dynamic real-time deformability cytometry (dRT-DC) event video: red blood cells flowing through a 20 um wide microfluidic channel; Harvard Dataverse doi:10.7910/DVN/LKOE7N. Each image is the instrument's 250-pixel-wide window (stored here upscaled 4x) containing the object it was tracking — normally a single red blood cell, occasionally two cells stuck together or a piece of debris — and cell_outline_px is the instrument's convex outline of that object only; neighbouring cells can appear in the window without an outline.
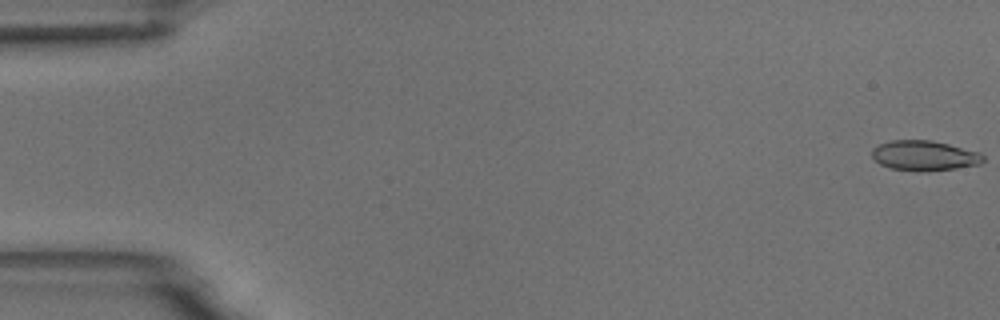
{"species": "common noctule bat (a hibernating species)", "species_latin": "Nyctalus noctula", "temperature_condition": "room temperature", "stored_images_in_passage": 55, "camera_frame_rate_fps": 3000, "um_per_image_px": 0.085, "animal": {"sex": "male", "body_mass_g": 18.8}, "frame": {"image": 1, "passage_image": 1, "time_ms": 0.0, "image_size_px": [1000, 320], "cell_outline_px": [[984, 160], [980, 164], [956, 168], [920, 172], [916, 172], [892, 168], [880, 164], [872, 156], [872, 148], [880, 144], [892, 140], [932, 140], [980, 152], [984, 156]], "centroid_in_image_um": [78.58, 13.23], "position_along_channel_um": 6.4, "area_um2": 19.48}}
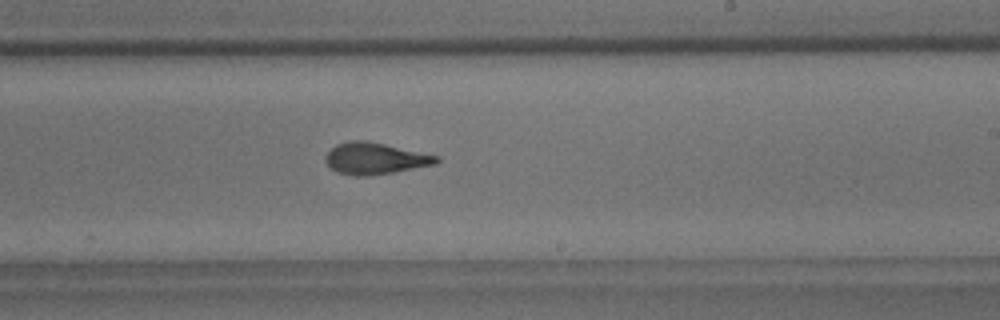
{"frame": {"image": 2, "passage_image": 33, "time_ms": 10.667, "image_size_px": [1000, 320], "cell_outline_px": [[440, 160], [436, 164], [392, 172], [368, 176], [352, 176], [336, 172], [324, 160], [324, 156], [336, 144], [348, 140], [364, 140], [384, 144], [440, 156]], "centroid_in_image_um": [31.85, 13.47], "position_along_channel_um": 257.1, "area_um2": 20.4}}
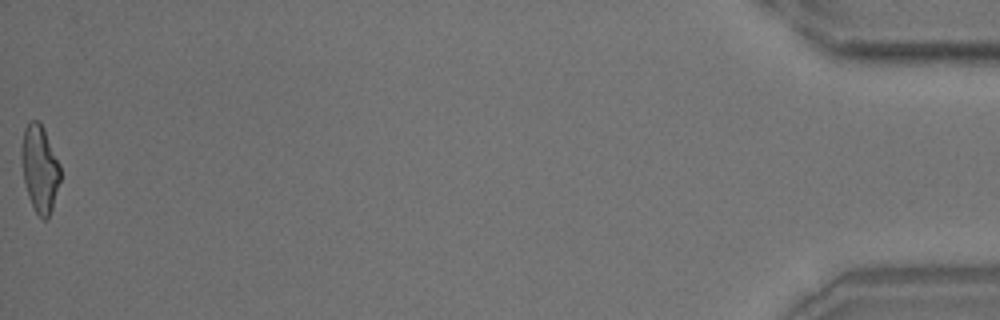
{"frame": {"image": 3, "passage_image": 55, "time_ms": 18.0, "image_size_px": [1000, 320], "cell_outline_px": [[60, 180], [52, 208], [48, 216], [44, 220], [36, 212], [28, 196], [24, 180], [20, 156], [20, 148], [24, 128], [28, 120], [36, 120], [44, 128], [60, 164]], "centroid_in_image_um": [3.36, 14.27], "position_along_channel_um": 431.8, "area_um2": 19.65}, "authors_computed_cell_mechanics": {"area_um2": 20.1144, "velocity_mm_per_s": 3.7361, "shape_relaxation_time_tau1_ms": 5.5762, "shape_relaxation_time_tau2_ms": 1.8535, "deformation_change_tau1": 0.2004, "deformation_change_tau2": 0.0969}}